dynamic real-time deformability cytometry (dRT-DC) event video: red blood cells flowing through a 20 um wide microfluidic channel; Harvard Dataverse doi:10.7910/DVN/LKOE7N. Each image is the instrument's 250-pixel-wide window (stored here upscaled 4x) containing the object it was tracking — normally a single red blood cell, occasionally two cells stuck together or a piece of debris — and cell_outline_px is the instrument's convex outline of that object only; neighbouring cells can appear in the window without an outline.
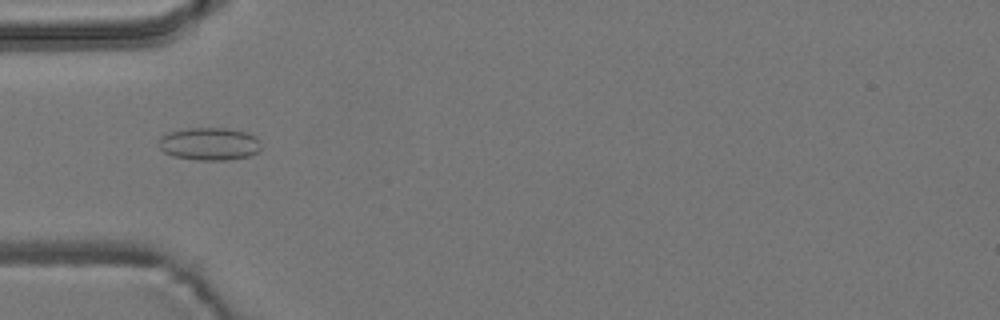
{"species": "common noctule bat (a hibernating species)", "species_latin": "Nyctalus noctula", "temperature_condition": "room temperature", "stored_images_in_passage": 55, "camera_frame_rate_fps": 3000, "um_per_image_px": 0.085, "animal": {"sex": "male", "body_mass_g": 19.2, "forearm_length_mm": 51.8}, "frame": {"image": 1, "passage_image": 17, "time_ms": 5.333, "image_size_px": [1000, 320], "cell_outline_px": [[260, 148], [256, 152], [248, 156], [224, 160], [196, 160], [172, 156], [164, 152], [160, 148], [160, 136], [168, 132], [188, 128], [228, 128], [248, 132], [256, 136], [260, 140]], "centroid_in_image_um": [17.8, 12.22], "position_along_channel_um": 67.2, "area_um2": 19.59}}
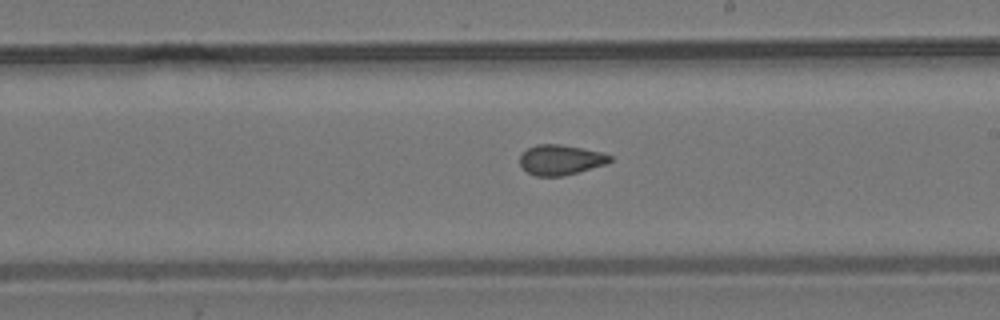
{"frame": {"image": 2, "passage_image": 31, "time_ms": 10.0, "image_size_px": [1000, 320], "cell_outline_px": [[612, 160], [604, 164], [564, 176], [536, 176], [528, 172], [520, 164], [520, 156], [528, 148], [536, 144], [560, 144], [600, 152], [612, 156]], "centroid_in_image_um": [47.63, 13.58], "position_along_channel_um": 241.4, "area_um2": 15.55}}
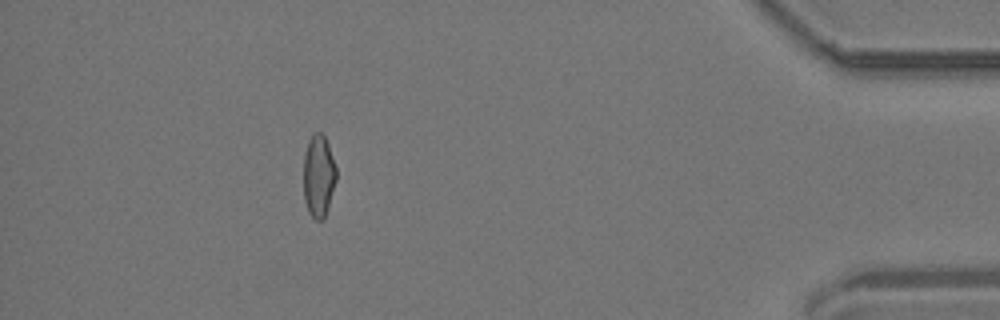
{"frame": {"image": 3, "passage_image": 49, "time_ms": 16.0, "image_size_px": [1000, 320], "cell_outline_px": [[336, 180], [328, 208], [324, 220], [316, 220], [308, 212], [304, 200], [304, 152], [308, 140], [316, 132], [320, 132], [324, 136], [328, 144], [336, 168]], "centroid_in_image_um": [27.07, 14.98], "position_along_channel_um": 408.1, "area_um2": 15.72}, "authors_computed_cell_mechanics": {"area_um2": 16.473, "velocity_mm_per_s": 3.7274, "shape_relaxation_time_tau1_ms": null, "shape_relaxation_time_tau2_ms": 1.6761, "deformation_change_tau1": null, "deformation_change_tau2": 0.0667}}